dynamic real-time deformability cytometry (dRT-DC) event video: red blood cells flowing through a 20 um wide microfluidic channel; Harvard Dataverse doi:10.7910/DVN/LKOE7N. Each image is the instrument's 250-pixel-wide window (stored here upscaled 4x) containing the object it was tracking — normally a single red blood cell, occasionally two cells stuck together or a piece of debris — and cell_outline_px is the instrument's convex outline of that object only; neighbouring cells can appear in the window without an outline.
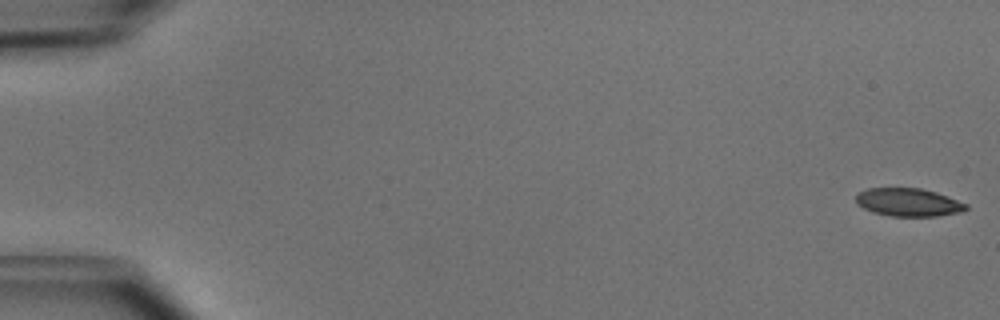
{"species": "common noctule bat (a hibernating species)", "species_latin": "Nyctalus noctula", "temperature_condition": "cold", "stored_images_in_passage": 51, "camera_frame_rate_fps": 3000, "um_per_image_px": 0.085, "animal": {"sex": "male", "body_mass_g": 15.6}, "frame": {"image": 1, "passage_image": 1, "time_ms": 0.0, "image_size_px": [1000, 320], "cell_outline_px": [[968, 208], [964, 212], [936, 216], [892, 216], [872, 212], [856, 204], [856, 192], [868, 188], [920, 188], [936, 192], [948, 196], [968, 204]], "centroid_in_image_um": [77.22, 17.19], "position_along_channel_um": 7.8, "area_um2": 18.21}}
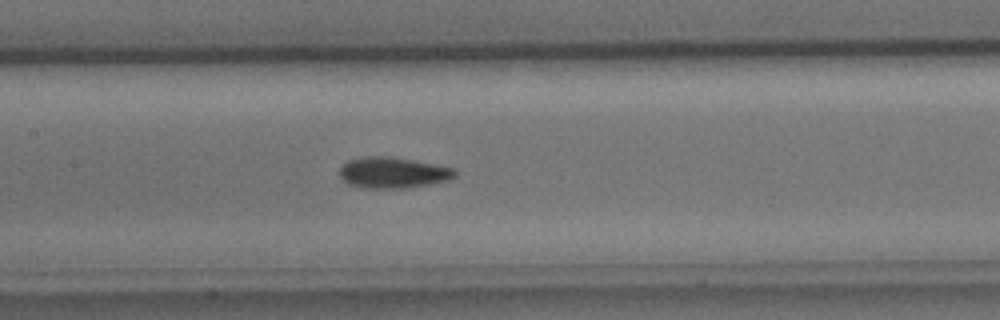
{"frame": {"image": 2, "passage_image": 25, "time_ms": 8.0, "image_size_px": [1000, 320], "cell_outline_px": [[456, 176], [448, 180], [408, 188], [364, 188], [348, 184], [340, 176], [340, 168], [348, 160], [364, 156], [392, 156], [452, 168], [456, 172]], "centroid_in_image_um": [33.36, 14.67], "position_along_channel_um": 174.0, "area_um2": 20.69}}
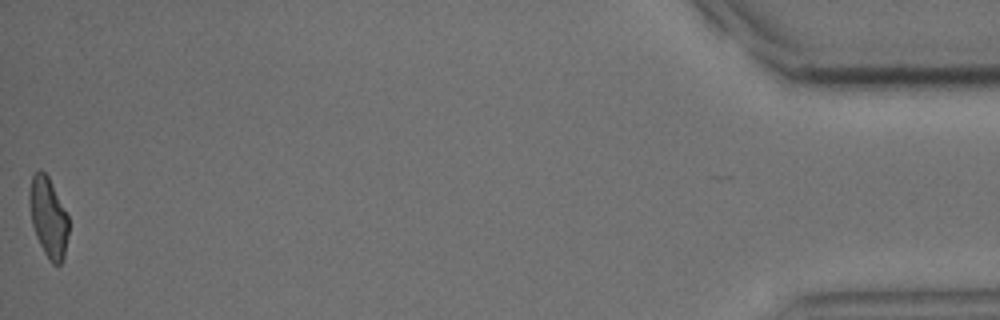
{"frame": {"image": 3, "passage_image": 51, "time_ms": 16.667, "image_size_px": [1000, 320], "cell_outline_px": [[68, 232], [64, 256], [60, 264], [52, 264], [48, 260], [36, 236], [32, 224], [28, 200], [28, 192], [32, 176], [40, 168], [48, 176], [68, 216]], "centroid_in_image_um": [4.09, 18.46], "position_along_channel_um": 431.1, "area_um2": 18.15}, "authors_computed_cell_mechanics": {"area_um2": 19.5364, "velocity_mm_per_s": 3.998, "shape_relaxation_time_tau1_ms": 3.6394, "shape_relaxation_time_tau2_ms": 3.983, "deformation_change_tau1": 0.1511, "deformation_change_tau2": 0.1033}}